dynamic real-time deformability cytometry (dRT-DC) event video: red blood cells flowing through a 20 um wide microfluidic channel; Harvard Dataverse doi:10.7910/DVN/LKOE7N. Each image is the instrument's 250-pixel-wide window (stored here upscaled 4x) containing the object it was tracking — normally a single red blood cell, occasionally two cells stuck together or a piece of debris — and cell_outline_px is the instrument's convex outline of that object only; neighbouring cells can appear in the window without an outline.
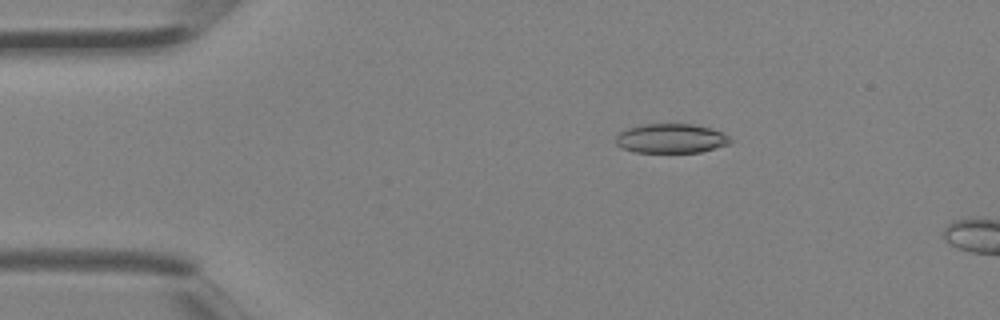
{"species": "Egyptian fruit bat (a non-hibernating species)", "species_latin": "Rousettus aegyptiacus", "temperature_condition": "room temperature", "stored_images_in_passage": 3, "camera_frame_rate_fps": 3000, "um_per_image_px": 0.085, "animal": {"sex": "female"}, "frame": {"image": 1, "passage_image": 2, "time_ms": 0.333, "image_size_px": [1000, 320], "cell_outline_px": [[732, 140], [728, 144], [700, 152], [636, 152], [620, 148], [616, 144], [616, 136], [624, 128], [636, 124], [692, 124], [712, 128], [728, 136]], "centroid_in_image_um": [56.97, 11.75], "position_along_channel_um": 28.0, "area_um2": 19.71}}